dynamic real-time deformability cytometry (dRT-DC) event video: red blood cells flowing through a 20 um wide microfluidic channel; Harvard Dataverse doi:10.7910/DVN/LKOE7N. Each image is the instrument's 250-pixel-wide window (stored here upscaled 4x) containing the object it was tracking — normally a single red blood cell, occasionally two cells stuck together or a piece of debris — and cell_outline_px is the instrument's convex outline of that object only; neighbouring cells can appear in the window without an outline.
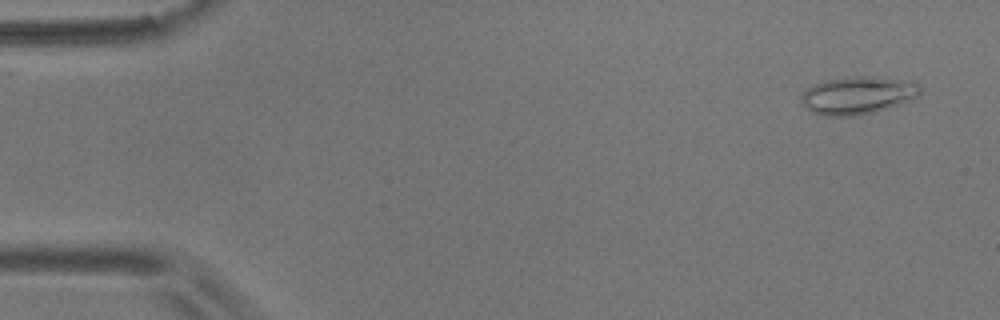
{"species": "common noctule bat (a hibernating species)", "species_latin": "Nyctalus noctula", "temperature_condition": "room temperature", "stored_images_in_passage": 55, "camera_frame_rate_fps": 3000, "um_per_image_px": 0.085, "animal": {"sex": "male", "body_mass_g": 17.9}, "frame": {"image": 1, "passage_image": 2, "time_ms": 0.333, "image_size_px": [1000, 320], "cell_outline_px": [[920, 92], [916, 96], [896, 104], [872, 112], [856, 116], [820, 116], [808, 112], [800, 100], [800, 96], [808, 88], [824, 80], [856, 76], [876, 76], [916, 80], [920, 84]], "centroid_in_image_um": [72.87, 8.09], "position_along_channel_um": 12.1, "area_um2": 26.3}}
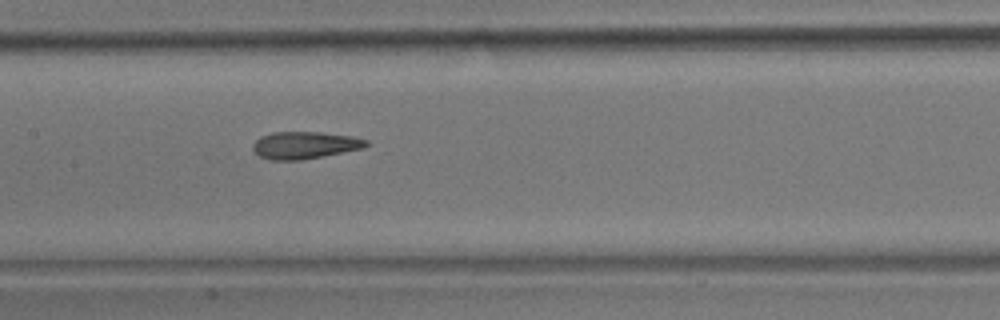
{"frame": {"image": 2, "passage_image": 26, "time_ms": 8.333, "image_size_px": [1000, 320], "cell_outline_px": [[368, 144], [364, 148], [324, 156], [300, 160], [268, 160], [260, 156], [252, 148], [252, 144], [260, 136], [272, 132], [320, 132], [352, 136], [368, 140]], "centroid_in_image_um": [25.89, 12.34], "position_along_channel_um": 181.5, "area_um2": 18.03}}
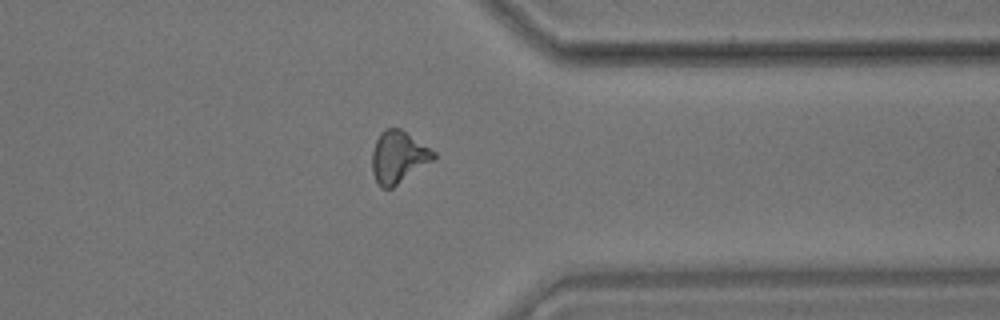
{"frame": {"image": 3, "passage_image": 43, "time_ms": 14.0, "image_size_px": [1000, 320], "cell_outline_px": [[436, 160], [392, 188], [380, 188], [372, 172], [372, 152], [376, 140], [380, 132], [384, 128], [400, 128], [436, 152]], "centroid_in_image_um": [33.88, 13.36], "position_along_channel_um": 377.5, "area_um2": 18.9}, "authors_computed_cell_mechanics": {"area_um2": 18.0914, "velocity_mm_per_s": 3.5675, "shape_relaxation_time_tau1_ms": null, "shape_relaxation_time_tau2_ms": 3.3827, "deformation_change_tau1": null, "deformation_change_tau2": 0.1252}}